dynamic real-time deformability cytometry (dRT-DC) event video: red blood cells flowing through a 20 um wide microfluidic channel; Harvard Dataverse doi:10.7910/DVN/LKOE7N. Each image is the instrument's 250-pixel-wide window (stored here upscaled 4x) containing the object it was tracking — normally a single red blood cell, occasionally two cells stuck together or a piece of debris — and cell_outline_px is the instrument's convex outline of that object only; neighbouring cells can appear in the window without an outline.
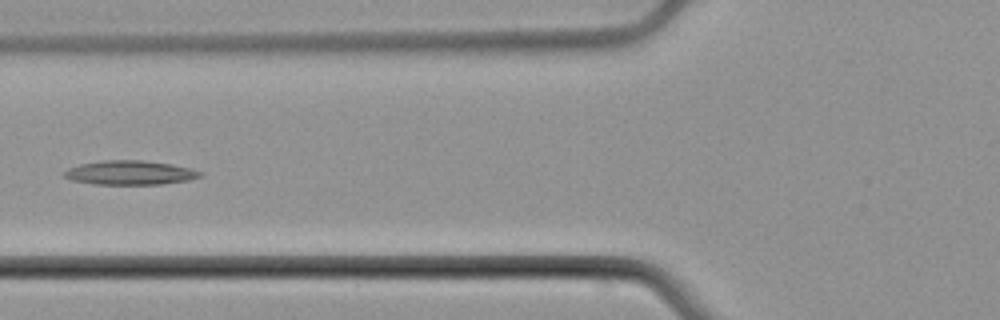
{"species": "common noctule bat (a hibernating species)", "species_latin": "Nyctalus noctula", "temperature_condition": "cold", "stored_images_in_passage": 7, "camera_frame_rate_fps": 3000, "um_per_image_px": 0.085, "animal": {"sex": "male", "body_mass_g": 21.5, "forearm_length_mm": 52.0}, "frame": {"image": 1, "passage_image": 7, "time_ms": 7.333, "image_size_px": [1000, 320], "cell_outline_px": [[204, 172], [200, 176], [188, 180], [160, 184], [96, 184], [72, 180], [64, 176], [64, 172], [68, 168], [80, 164], [100, 160], [144, 160], [172, 164]], "centroid_in_image_um": [11.04, 14.67], "position_along_channel_um": 114.8, "area_um2": 19.02}}